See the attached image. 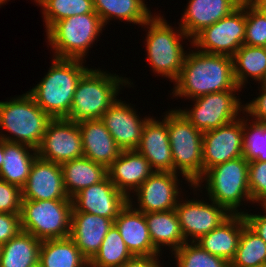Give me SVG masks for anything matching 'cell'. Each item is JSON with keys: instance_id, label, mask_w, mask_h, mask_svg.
Segmentation results:
<instances>
[{"instance_id": "ac0fdd59", "label": "cell", "mask_w": 266, "mask_h": 267, "mask_svg": "<svg viewBox=\"0 0 266 267\" xmlns=\"http://www.w3.org/2000/svg\"><path fill=\"white\" fill-rule=\"evenodd\" d=\"M130 104L117 99L102 115L100 120L122 150H135L142 136L146 121L139 117Z\"/></svg>"}, {"instance_id": "f546056e", "label": "cell", "mask_w": 266, "mask_h": 267, "mask_svg": "<svg viewBox=\"0 0 266 267\" xmlns=\"http://www.w3.org/2000/svg\"><path fill=\"white\" fill-rule=\"evenodd\" d=\"M42 241L26 231L2 245L0 267H32L39 263Z\"/></svg>"}, {"instance_id": "5b68a950", "label": "cell", "mask_w": 266, "mask_h": 267, "mask_svg": "<svg viewBox=\"0 0 266 267\" xmlns=\"http://www.w3.org/2000/svg\"><path fill=\"white\" fill-rule=\"evenodd\" d=\"M163 116L173 156V172L181 173L184 180L195 185L203 176V132L177 109Z\"/></svg>"}, {"instance_id": "f6af8a7d", "label": "cell", "mask_w": 266, "mask_h": 267, "mask_svg": "<svg viewBox=\"0 0 266 267\" xmlns=\"http://www.w3.org/2000/svg\"><path fill=\"white\" fill-rule=\"evenodd\" d=\"M266 15V0H251Z\"/></svg>"}, {"instance_id": "52a82bcc", "label": "cell", "mask_w": 266, "mask_h": 267, "mask_svg": "<svg viewBox=\"0 0 266 267\" xmlns=\"http://www.w3.org/2000/svg\"><path fill=\"white\" fill-rule=\"evenodd\" d=\"M162 15H154L142 26H147L146 49L148 63L154 73L175 81L182 70L187 51L180 41L189 40L186 33L179 26L172 28ZM182 38V40H181Z\"/></svg>"}, {"instance_id": "836d02e7", "label": "cell", "mask_w": 266, "mask_h": 267, "mask_svg": "<svg viewBox=\"0 0 266 267\" xmlns=\"http://www.w3.org/2000/svg\"><path fill=\"white\" fill-rule=\"evenodd\" d=\"M119 230L113 225L106 234L98 252L89 261V267H121L132 258Z\"/></svg>"}, {"instance_id": "d6a6232c", "label": "cell", "mask_w": 266, "mask_h": 267, "mask_svg": "<svg viewBox=\"0 0 266 267\" xmlns=\"http://www.w3.org/2000/svg\"><path fill=\"white\" fill-rule=\"evenodd\" d=\"M230 267H266V243L246 225Z\"/></svg>"}, {"instance_id": "484cf974", "label": "cell", "mask_w": 266, "mask_h": 267, "mask_svg": "<svg viewBox=\"0 0 266 267\" xmlns=\"http://www.w3.org/2000/svg\"><path fill=\"white\" fill-rule=\"evenodd\" d=\"M153 246L161 252L168 246L171 252L179 249L185 242L176 210L144 213Z\"/></svg>"}, {"instance_id": "8fae6325", "label": "cell", "mask_w": 266, "mask_h": 267, "mask_svg": "<svg viewBox=\"0 0 266 267\" xmlns=\"http://www.w3.org/2000/svg\"><path fill=\"white\" fill-rule=\"evenodd\" d=\"M239 89L205 94L194 98V107L178 109L198 130L205 132L231 123L244 114V105L235 96ZM235 93V94H233ZM240 111V112H239ZM238 116V117H237Z\"/></svg>"}, {"instance_id": "bcb514c9", "label": "cell", "mask_w": 266, "mask_h": 267, "mask_svg": "<svg viewBox=\"0 0 266 267\" xmlns=\"http://www.w3.org/2000/svg\"><path fill=\"white\" fill-rule=\"evenodd\" d=\"M5 139L0 138V168L4 160Z\"/></svg>"}, {"instance_id": "d6986e66", "label": "cell", "mask_w": 266, "mask_h": 267, "mask_svg": "<svg viewBox=\"0 0 266 267\" xmlns=\"http://www.w3.org/2000/svg\"><path fill=\"white\" fill-rule=\"evenodd\" d=\"M158 172H173V156L168 136L167 123L149 118L142 130L138 147L135 149Z\"/></svg>"}, {"instance_id": "60d3db41", "label": "cell", "mask_w": 266, "mask_h": 267, "mask_svg": "<svg viewBox=\"0 0 266 267\" xmlns=\"http://www.w3.org/2000/svg\"><path fill=\"white\" fill-rule=\"evenodd\" d=\"M20 231H22L20 214L0 213V244L1 245L10 241Z\"/></svg>"}, {"instance_id": "9c48e42d", "label": "cell", "mask_w": 266, "mask_h": 267, "mask_svg": "<svg viewBox=\"0 0 266 267\" xmlns=\"http://www.w3.org/2000/svg\"><path fill=\"white\" fill-rule=\"evenodd\" d=\"M72 210V200H22L21 228L41 241L68 238Z\"/></svg>"}, {"instance_id": "ab89813d", "label": "cell", "mask_w": 266, "mask_h": 267, "mask_svg": "<svg viewBox=\"0 0 266 267\" xmlns=\"http://www.w3.org/2000/svg\"><path fill=\"white\" fill-rule=\"evenodd\" d=\"M21 203V188L0 179V213L20 214Z\"/></svg>"}, {"instance_id": "4dcf8cb0", "label": "cell", "mask_w": 266, "mask_h": 267, "mask_svg": "<svg viewBox=\"0 0 266 267\" xmlns=\"http://www.w3.org/2000/svg\"><path fill=\"white\" fill-rule=\"evenodd\" d=\"M144 0H93L96 14L104 25L112 18L143 25L153 15Z\"/></svg>"}, {"instance_id": "6da1fadb", "label": "cell", "mask_w": 266, "mask_h": 267, "mask_svg": "<svg viewBox=\"0 0 266 267\" xmlns=\"http://www.w3.org/2000/svg\"><path fill=\"white\" fill-rule=\"evenodd\" d=\"M186 54L179 77L174 81L173 97L194 99L205 94L240 89L232 57L191 50Z\"/></svg>"}, {"instance_id": "7402d4cb", "label": "cell", "mask_w": 266, "mask_h": 267, "mask_svg": "<svg viewBox=\"0 0 266 267\" xmlns=\"http://www.w3.org/2000/svg\"><path fill=\"white\" fill-rule=\"evenodd\" d=\"M241 3V0H189L179 26L193 39L204 28L230 15Z\"/></svg>"}, {"instance_id": "7dc6e473", "label": "cell", "mask_w": 266, "mask_h": 267, "mask_svg": "<svg viewBox=\"0 0 266 267\" xmlns=\"http://www.w3.org/2000/svg\"><path fill=\"white\" fill-rule=\"evenodd\" d=\"M9 1V0H8ZM6 4L7 3V0H0V5H2V4ZM1 7V6H0Z\"/></svg>"}, {"instance_id": "8d00e7d4", "label": "cell", "mask_w": 266, "mask_h": 267, "mask_svg": "<svg viewBox=\"0 0 266 267\" xmlns=\"http://www.w3.org/2000/svg\"><path fill=\"white\" fill-rule=\"evenodd\" d=\"M251 122L243 116V157L248 162H266V123Z\"/></svg>"}, {"instance_id": "681fc988", "label": "cell", "mask_w": 266, "mask_h": 267, "mask_svg": "<svg viewBox=\"0 0 266 267\" xmlns=\"http://www.w3.org/2000/svg\"><path fill=\"white\" fill-rule=\"evenodd\" d=\"M1 252H2V245L0 244V256H1Z\"/></svg>"}, {"instance_id": "ba28073f", "label": "cell", "mask_w": 266, "mask_h": 267, "mask_svg": "<svg viewBox=\"0 0 266 267\" xmlns=\"http://www.w3.org/2000/svg\"><path fill=\"white\" fill-rule=\"evenodd\" d=\"M104 24L96 13L70 16L56 22L47 32L49 46L55 50V58L85 59Z\"/></svg>"}, {"instance_id": "4fadbf2b", "label": "cell", "mask_w": 266, "mask_h": 267, "mask_svg": "<svg viewBox=\"0 0 266 267\" xmlns=\"http://www.w3.org/2000/svg\"><path fill=\"white\" fill-rule=\"evenodd\" d=\"M175 210L186 242H189V238H191L190 242L197 241L231 215L224 207L212 200L210 204L199 199L179 200Z\"/></svg>"}, {"instance_id": "4316f807", "label": "cell", "mask_w": 266, "mask_h": 267, "mask_svg": "<svg viewBox=\"0 0 266 267\" xmlns=\"http://www.w3.org/2000/svg\"><path fill=\"white\" fill-rule=\"evenodd\" d=\"M63 171L64 187L72 198L82 189L104 180L107 176V168L93 162L87 157H80L61 164Z\"/></svg>"}, {"instance_id": "1f68e13d", "label": "cell", "mask_w": 266, "mask_h": 267, "mask_svg": "<svg viewBox=\"0 0 266 267\" xmlns=\"http://www.w3.org/2000/svg\"><path fill=\"white\" fill-rule=\"evenodd\" d=\"M232 61L234 78L238 87H244L248 76L255 81H259V83L265 81L266 47H253L243 44L232 56Z\"/></svg>"}, {"instance_id": "7bdbcfd3", "label": "cell", "mask_w": 266, "mask_h": 267, "mask_svg": "<svg viewBox=\"0 0 266 267\" xmlns=\"http://www.w3.org/2000/svg\"><path fill=\"white\" fill-rule=\"evenodd\" d=\"M264 209V215L260 214H248L244 212V218L246 224L266 243V207Z\"/></svg>"}, {"instance_id": "5bb4252c", "label": "cell", "mask_w": 266, "mask_h": 267, "mask_svg": "<svg viewBox=\"0 0 266 267\" xmlns=\"http://www.w3.org/2000/svg\"><path fill=\"white\" fill-rule=\"evenodd\" d=\"M243 117L203 132V175L211 167L243 156Z\"/></svg>"}, {"instance_id": "83f0119b", "label": "cell", "mask_w": 266, "mask_h": 267, "mask_svg": "<svg viewBox=\"0 0 266 267\" xmlns=\"http://www.w3.org/2000/svg\"><path fill=\"white\" fill-rule=\"evenodd\" d=\"M37 156L36 149L25 144L5 140L0 179L22 188L29 177L31 166Z\"/></svg>"}, {"instance_id": "ee69618b", "label": "cell", "mask_w": 266, "mask_h": 267, "mask_svg": "<svg viewBox=\"0 0 266 267\" xmlns=\"http://www.w3.org/2000/svg\"><path fill=\"white\" fill-rule=\"evenodd\" d=\"M158 256L160 255L132 257L121 267H162Z\"/></svg>"}, {"instance_id": "ffe728a7", "label": "cell", "mask_w": 266, "mask_h": 267, "mask_svg": "<svg viewBox=\"0 0 266 267\" xmlns=\"http://www.w3.org/2000/svg\"><path fill=\"white\" fill-rule=\"evenodd\" d=\"M132 200L130 197L128 204L114 220V225L133 257L160 255L150 239L144 213L133 207Z\"/></svg>"}, {"instance_id": "f1b7e54d", "label": "cell", "mask_w": 266, "mask_h": 267, "mask_svg": "<svg viewBox=\"0 0 266 267\" xmlns=\"http://www.w3.org/2000/svg\"><path fill=\"white\" fill-rule=\"evenodd\" d=\"M39 264L42 267H89V261L70 237L42 240Z\"/></svg>"}, {"instance_id": "c3c4849f", "label": "cell", "mask_w": 266, "mask_h": 267, "mask_svg": "<svg viewBox=\"0 0 266 267\" xmlns=\"http://www.w3.org/2000/svg\"><path fill=\"white\" fill-rule=\"evenodd\" d=\"M32 267H42V266L38 263V264H36V265H34Z\"/></svg>"}, {"instance_id": "7a4b0ae2", "label": "cell", "mask_w": 266, "mask_h": 267, "mask_svg": "<svg viewBox=\"0 0 266 267\" xmlns=\"http://www.w3.org/2000/svg\"><path fill=\"white\" fill-rule=\"evenodd\" d=\"M52 66L41 81L27 91L52 119L67 118L77 84L89 70L80 59H52Z\"/></svg>"}, {"instance_id": "2e32d148", "label": "cell", "mask_w": 266, "mask_h": 267, "mask_svg": "<svg viewBox=\"0 0 266 267\" xmlns=\"http://www.w3.org/2000/svg\"><path fill=\"white\" fill-rule=\"evenodd\" d=\"M21 191L22 200H72L64 187L61 164L39 156L35 158Z\"/></svg>"}, {"instance_id": "d4e9b609", "label": "cell", "mask_w": 266, "mask_h": 267, "mask_svg": "<svg viewBox=\"0 0 266 267\" xmlns=\"http://www.w3.org/2000/svg\"><path fill=\"white\" fill-rule=\"evenodd\" d=\"M246 225L243 214H231L218 227L195 242L210 254L222 257L230 263L235 256L242 229Z\"/></svg>"}, {"instance_id": "b9f144b4", "label": "cell", "mask_w": 266, "mask_h": 267, "mask_svg": "<svg viewBox=\"0 0 266 267\" xmlns=\"http://www.w3.org/2000/svg\"><path fill=\"white\" fill-rule=\"evenodd\" d=\"M257 98L244 105L246 116H252L254 121L266 123V84L261 83V90ZM249 115H248V114Z\"/></svg>"}, {"instance_id": "8992f818", "label": "cell", "mask_w": 266, "mask_h": 267, "mask_svg": "<svg viewBox=\"0 0 266 267\" xmlns=\"http://www.w3.org/2000/svg\"><path fill=\"white\" fill-rule=\"evenodd\" d=\"M52 118L45 113L26 92L9 101H0V138L9 142L21 143L37 149Z\"/></svg>"}, {"instance_id": "74e56055", "label": "cell", "mask_w": 266, "mask_h": 267, "mask_svg": "<svg viewBox=\"0 0 266 267\" xmlns=\"http://www.w3.org/2000/svg\"><path fill=\"white\" fill-rule=\"evenodd\" d=\"M245 41L253 47H266V15L251 1H245Z\"/></svg>"}, {"instance_id": "e0dca14e", "label": "cell", "mask_w": 266, "mask_h": 267, "mask_svg": "<svg viewBox=\"0 0 266 267\" xmlns=\"http://www.w3.org/2000/svg\"><path fill=\"white\" fill-rule=\"evenodd\" d=\"M177 175L176 172L155 171L133 192L138 201L135 209L143 213L174 210L180 199Z\"/></svg>"}, {"instance_id": "f35d334b", "label": "cell", "mask_w": 266, "mask_h": 267, "mask_svg": "<svg viewBox=\"0 0 266 267\" xmlns=\"http://www.w3.org/2000/svg\"><path fill=\"white\" fill-rule=\"evenodd\" d=\"M249 190L253 203L266 204V162H249Z\"/></svg>"}, {"instance_id": "e575fe53", "label": "cell", "mask_w": 266, "mask_h": 267, "mask_svg": "<svg viewBox=\"0 0 266 267\" xmlns=\"http://www.w3.org/2000/svg\"><path fill=\"white\" fill-rule=\"evenodd\" d=\"M42 7L46 32L58 21L70 16L96 13L93 0H34Z\"/></svg>"}, {"instance_id": "7c38bea8", "label": "cell", "mask_w": 266, "mask_h": 267, "mask_svg": "<svg viewBox=\"0 0 266 267\" xmlns=\"http://www.w3.org/2000/svg\"><path fill=\"white\" fill-rule=\"evenodd\" d=\"M36 151L40 158L58 164L83 157L78 122L66 118L52 119Z\"/></svg>"}, {"instance_id": "3957f363", "label": "cell", "mask_w": 266, "mask_h": 267, "mask_svg": "<svg viewBox=\"0 0 266 267\" xmlns=\"http://www.w3.org/2000/svg\"><path fill=\"white\" fill-rule=\"evenodd\" d=\"M128 78L90 68L79 80L68 117L73 122L100 119L118 99L122 86H131ZM121 85V87H120Z\"/></svg>"}, {"instance_id": "30bf717a", "label": "cell", "mask_w": 266, "mask_h": 267, "mask_svg": "<svg viewBox=\"0 0 266 267\" xmlns=\"http://www.w3.org/2000/svg\"><path fill=\"white\" fill-rule=\"evenodd\" d=\"M245 26V1H243L230 15L204 28L189 41L198 51L232 57L244 44Z\"/></svg>"}, {"instance_id": "277c9868", "label": "cell", "mask_w": 266, "mask_h": 267, "mask_svg": "<svg viewBox=\"0 0 266 267\" xmlns=\"http://www.w3.org/2000/svg\"><path fill=\"white\" fill-rule=\"evenodd\" d=\"M206 181L209 201L212 200L224 207L230 214H244L239 211L242 201L251 202L249 190V162L243 157L228 160L209 168L195 185L201 187Z\"/></svg>"}, {"instance_id": "9a60e30c", "label": "cell", "mask_w": 266, "mask_h": 267, "mask_svg": "<svg viewBox=\"0 0 266 267\" xmlns=\"http://www.w3.org/2000/svg\"><path fill=\"white\" fill-rule=\"evenodd\" d=\"M71 199L72 212H86L113 221L129 202V198L115 187L108 176L101 182L82 189Z\"/></svg>"}, {"instance_id": "44dd1931", "label": "cell", "mask_w": 266, "mask_h": 267, "mask_svg": "<svg viewBox=\"0 0 266 267\" xmlns=\"http://www.w3.org/2000/svg\"><path fill=\"white\" fill-rule=\"evenodd\" d=\"M154 172L145 157L136 150H122L107 168L111 182L128 198L131 191H136Z\"/></svg>"}, {"instance_id": "cb8c5ba5", "label": "cell", "mask_w": 266, "mask_h": 267, "mask_svg": "<svg viewBox=\"0 0 266 267\" xmlns=\"http://www.w3.org/2000/svg\"><path fill=\"white\" fill-rule=\"evenodd\" d=\"M78 124L83 156L108 168L119 157L122 149L100 119L82 120Z\"/></svg>"}, {"instance_id": "d590c367", "label": "cell", "mask_w": 266, "mask_h": 267, "mask_svg": "<svg viewBox=\"0 0 266 267\" xmlns=\"http://www.w3.org/2000/svg\"><path fill=\"white\" fill-rule=\"evenodd\" d=\"M177 267H230V263L202 249L196 242H185L174 251Z\"/></svg>"}, {"instance_id": "603a6c76", "label": "cell", "mask_w": 266, "mask_h": 267, "mask_svg": "<svg viewBox=\"0 0 266 267\" xmlns=\"http://www.w3.org/2000/svg\"><path fill=\"white\" fill-rule=\"evenodd\" d=\"M113 225L112 219L103 216L86 212H72L69 237L75 242L82 255L90 261L98 252Z\"/></svg>"}]
</instances>
